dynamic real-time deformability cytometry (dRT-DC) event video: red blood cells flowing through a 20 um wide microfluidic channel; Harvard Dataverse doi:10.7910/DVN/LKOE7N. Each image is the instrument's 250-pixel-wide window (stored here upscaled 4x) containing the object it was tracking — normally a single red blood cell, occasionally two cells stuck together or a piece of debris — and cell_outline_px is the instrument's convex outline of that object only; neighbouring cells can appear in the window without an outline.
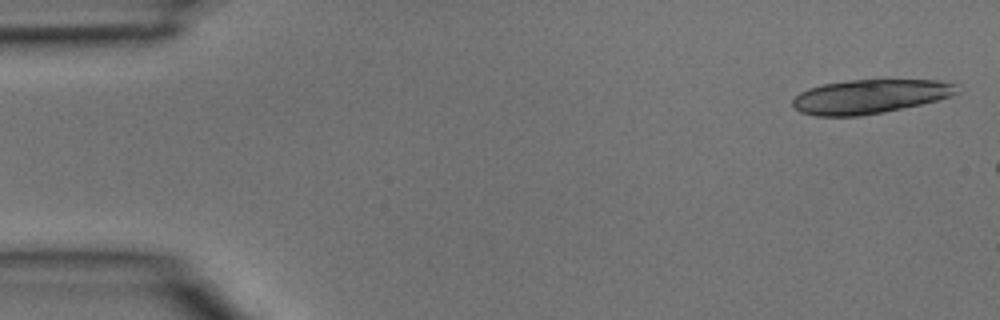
{"species": "common noctule bat (a hibernating species)", "species_latin": "Nyctalus noctula", "temperature_condition": "room temperature", "stored_images_in_passage": 3, "segment_of_instrument_passage": [2, 2], "camera_frame_rate_fps": 3000, "um_per_image_px": 0.085, "animal": {"sex": "male", "body_mass_g": 15.6}, "frame": {"image": 1, "passage_image": 3, "time_ms": 0.667, "image_size_px": [1000, 320], "cell_outline_px": [[960, 92], [936, 100], [920, 104], [884, 112], [860, 116], [816, 116], [800, 112], [792, 108], [792, 100], [800, 92], [808, 88], [824, 84], [848, 80], [940, 80], [956, 84]], "centroid_in_image_um": [73.9, 8.2], "position_along_channel_um": 11.1, "area_um2": 32.6}}